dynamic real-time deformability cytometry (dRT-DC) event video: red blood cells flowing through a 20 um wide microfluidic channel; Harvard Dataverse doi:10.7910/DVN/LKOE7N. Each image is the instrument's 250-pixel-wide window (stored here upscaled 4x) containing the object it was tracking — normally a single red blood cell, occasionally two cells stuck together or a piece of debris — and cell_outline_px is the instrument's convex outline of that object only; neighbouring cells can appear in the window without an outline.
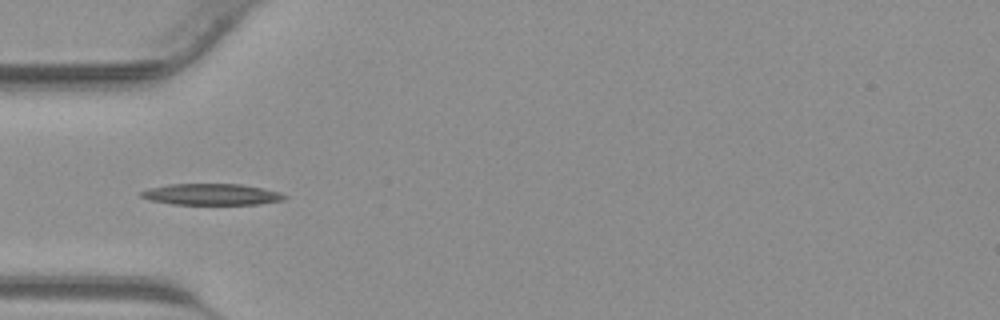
{"species": "common noctule bat (a hibernating species)", "species_latin": "Nyctalus noctula", "temperature_condition": "warm", "stored_images_in_passage": 31, "camera_frame_rate_fps": 3000, "um_per_image_px": 0.085, "animal": {"sex": "male", "body_mass_g": 23.1, "forearm_length_mm": 52.7}, "frame": {"image": 1, "passage_image": 2, "time_ms": 0.333, "image_size_px": [1000, 320], "cell_outline_px": [[288, 196], [284, 200], [260, 204], [172, 204], [152, 200], [140, 196], [140, 192], [152, 188], [168, 184], [240, 184], [264, 188], [280, 192]], "centroid_in_image_um": [18.05, 16.52], "position_along_channel_um": 67.0, "area_um2": 17.69}}
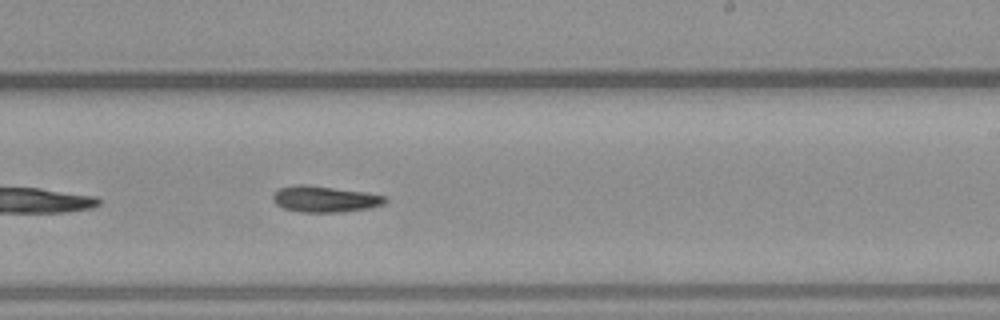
{"frame": {"image": 2, "passage_image": 14, "time_ms": 4.333, "image_size_px": [1000, 320], "cell_outline_px": [[388, 200], [384, 204], [368, 208], [340, 212], [300, 212], [284, 208], [276, 204], [272, 196], [280, 188], [296, 184], [308, 184], [364, 192], [388, 196]], "centroid_in_image_um": [27.63, 16.91], "position_along_channel_um": 261.4, "area_um2": 17.11}}
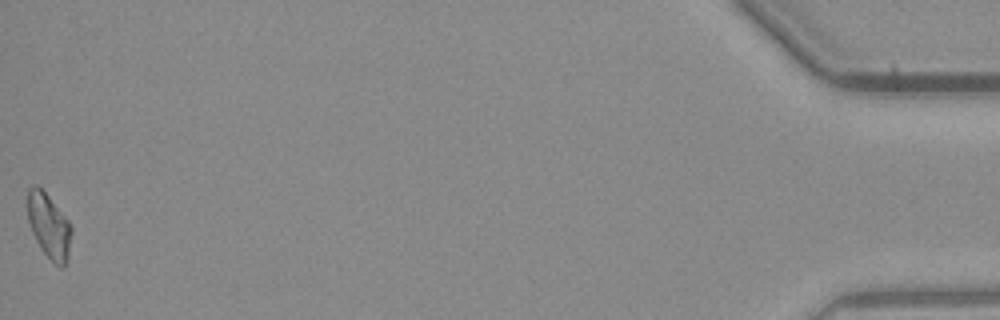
{"frame": {"image": 3, "passage_image": 31, "time_ms": 10.0, "image_size_px": [1000, 320], "cell_outline_px": [[72, 232], [68, 256], [64, 268], [60, 268], [40, 248], [32, 232], [28, 220], [28, 188], [32, 184], [36, 184], [48, 196], [68, 220], [72, 228]], "centroid_in_image_um": [4.16, 19.21], "position_along_channel_um": 431.0, "area_um2": 16.36}}